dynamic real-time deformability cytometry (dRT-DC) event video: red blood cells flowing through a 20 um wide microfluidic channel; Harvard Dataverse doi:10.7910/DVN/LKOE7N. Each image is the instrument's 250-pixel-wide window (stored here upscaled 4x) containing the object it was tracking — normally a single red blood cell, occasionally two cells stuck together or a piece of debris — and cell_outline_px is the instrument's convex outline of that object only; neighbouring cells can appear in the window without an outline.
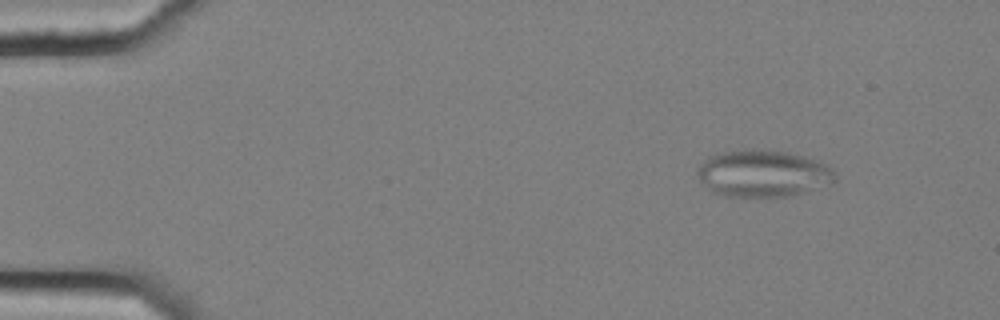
{"species": "common noctule bat (a hibernating species)", "species_latin": "Nyctalus noctula", "temperature_condition": "cold", "stored_images_in_passage": 52, "camera_frame_rate_fps": 3000, "um_per_image_px": 0.085, "animal": {"sex": "female", "body_mass_g": 25.1}, "frame": {"image": 1, "passage_image": 7, "time_ms": 2.0, "image_size_px": [1000, 320], "cell_outline_px": [[836, 180], [832, 184], [792, 196], [724, 196], [712, 192], [700, 180], [696, 172], [700, 164], [704, 160], [716, 152], [744, 148], [788, 152], [804, 156], [816, 160], [832, 168], [836, 172]], "centroid_in_image_um": [64.86, 14.73], "position_along_channel_um": 20.1, "area_um2": 38.03}}
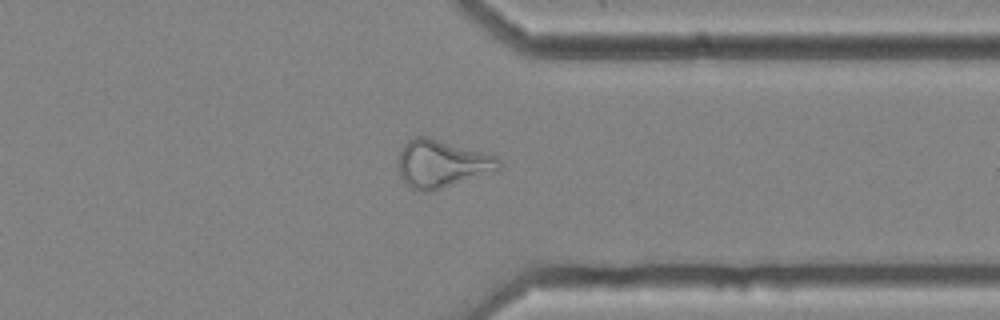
{"frame": {"image": 2, "passage_image": 44, "time_ms": 14.333, "image_size_px": [1000, 320], "cell_outline_px": [[504, 164], [496, 172], [428, 192], [424, 192], [412, 188], [404, 184], [400, 176], [400, 152], [404, 144], [408, 140], [416, 136], [428, 136], [500, 156]], "centroid_in_image_um": [37.64, 13.91], "position_along_channel_um": 373.8, "area_um2": 28.38}}
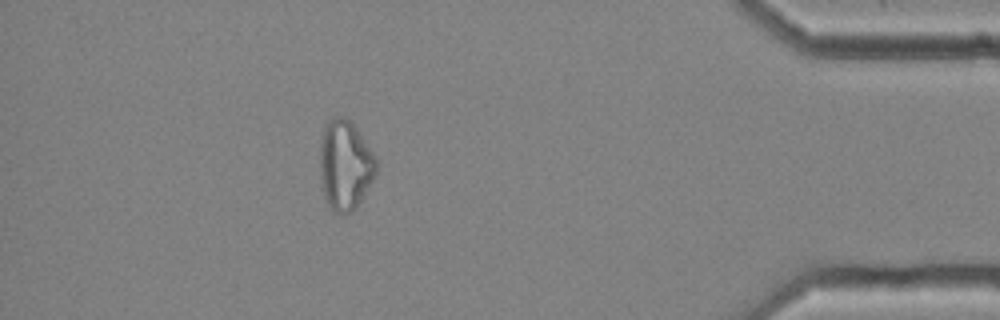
{"frame": {"image": 3, "passage_image": 50, "time_ms": 16.333, "image_size_px": [1000, 320], "cell_outline_px": [[376, 172], [372, 180], [356, 208], [352, 212], [344, 216], [340, 216], [332, 212], [324, 200], [320, 176], [320, 144], [324, 128], [328, 120], [336, 116], [344, 116], [356, 128], [376, 156]], "centroid_in_image_um": [29.31, 14.09], "position_along_channel_um": 405.9, "area_um2": 29.77}}